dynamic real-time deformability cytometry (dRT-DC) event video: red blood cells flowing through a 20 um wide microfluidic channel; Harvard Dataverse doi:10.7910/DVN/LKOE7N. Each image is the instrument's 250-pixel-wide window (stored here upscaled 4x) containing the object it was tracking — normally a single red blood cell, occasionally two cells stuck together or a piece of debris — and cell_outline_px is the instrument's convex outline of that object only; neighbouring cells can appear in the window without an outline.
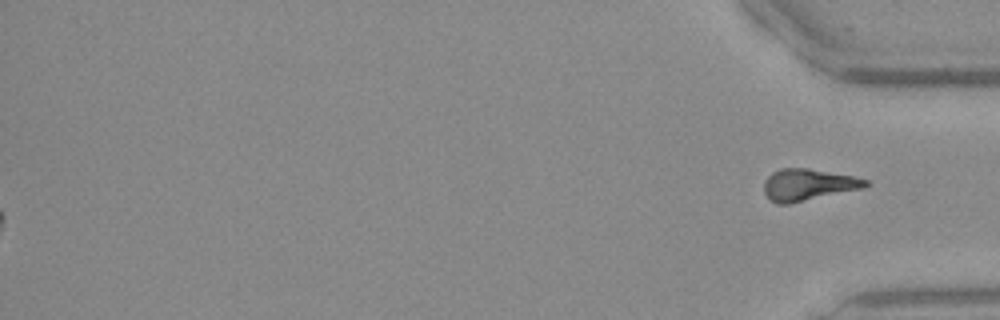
{"species": "Egyptian fruit bat (a non-hibernating species)", "species_latin": "Rousettus aegyptiacus", "temperature_condition": "warm", "stored_images_in_passage": 42, "segment_of_instrument_passage": [2, 2], "camera_frame_rate_fps": 3000, "um_per_image_px": 0.085, "frame": {"image": 1, "passage_image": 42, "time_ms": 13.667, "image_size_px": [1000, 320], "cell_outline_px": [[868, 184], [864, 188], [788, 204], [776, 204], [764, 192], [764, 180], [772, 172], [780, 168], [808, 168], [852, 176], [868, 180]], "centroid_in_image_um": [68.67, 15.7], "position_along_channel_um": 366.5, "area_um2": 18.61}}